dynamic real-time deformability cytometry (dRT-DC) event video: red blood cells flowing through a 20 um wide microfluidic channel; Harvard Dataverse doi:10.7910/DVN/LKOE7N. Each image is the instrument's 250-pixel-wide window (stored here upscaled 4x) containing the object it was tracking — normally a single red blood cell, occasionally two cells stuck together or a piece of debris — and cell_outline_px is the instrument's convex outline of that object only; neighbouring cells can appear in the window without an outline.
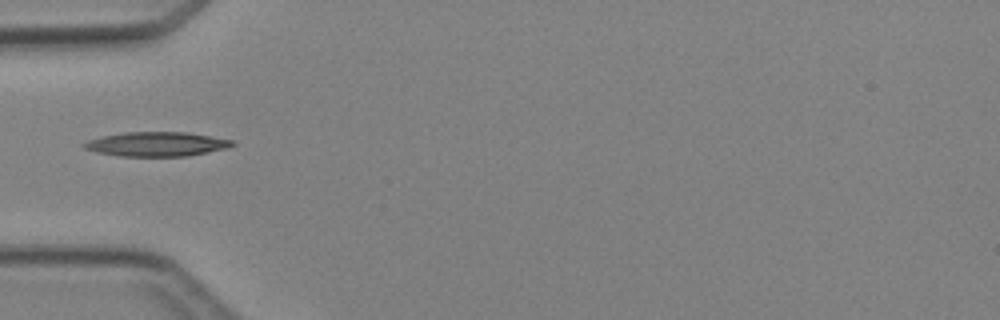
{"species": "Egyptian fruit bat (a non-hibernating species)", "species_latin": "Rousettus aegyptiacus", "temperature_condition": "cold", "stored_images_in_passage": 5, "camera_frame_rate_fps": 3000, "um_per_image_px": 0.085, "animal": {"sex": "female"}, "frame": {"image": 1, "passage_image": 5, "time_ms": 4.667, "image_size_px": [1000, 320], "cell_outline_px": [[236, 144], [228, 148], [188, 156], [120, 156], [96, 152], [84, 148], [80, 144], [88, 140], [104, 136], [124, 132], [184, 132], [232, 140]], "centroid_in_image_um": [13.29, 12.25], "position_along_channel_um": 71.7, "area_um2": 20.92}}